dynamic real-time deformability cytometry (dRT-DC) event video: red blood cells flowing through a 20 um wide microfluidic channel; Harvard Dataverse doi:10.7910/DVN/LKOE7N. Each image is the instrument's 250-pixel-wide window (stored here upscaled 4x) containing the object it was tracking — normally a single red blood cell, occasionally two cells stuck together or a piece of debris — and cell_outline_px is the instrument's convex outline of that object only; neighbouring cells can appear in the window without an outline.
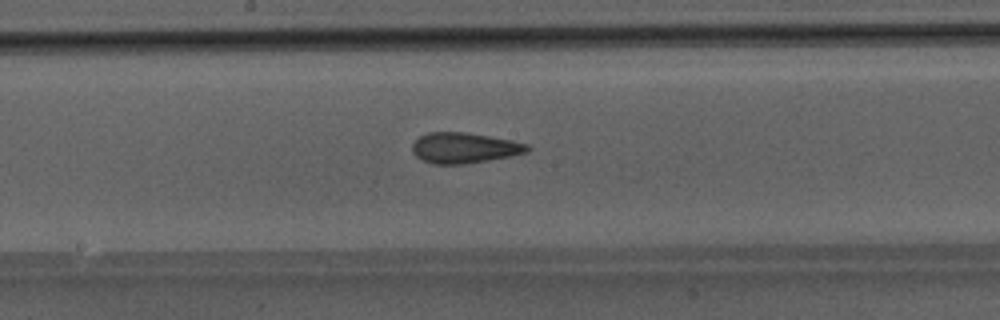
{"species": "Egyptian fruit bat (a non-hibernating species)", "species_latin": "Rousettus aegyptiacus", "temperature_condition": "room temperature", "stored_images_in_passage": 35, "camera_frame_rate_fps": 3000, "um_per_image_px": 0.085, "animal": {"sex": "male"}, "frame": {"image": 1, "passage_image": 12, "time_ms": 3.667, "image_size_px": [1000, 320], "cell_outline_px": [[532, 148], [528, 152], [512, 156], [464, 164], [432, 164], [416, 156], [412, 152], [412, 144], [420, 136], [428, 132], [464, 132], [512, 140], [528, 144]], "centroid_in_image_um": [39.48, 12.57], "position_along_channel_um": 208.7, "area_um2": 20.52}}
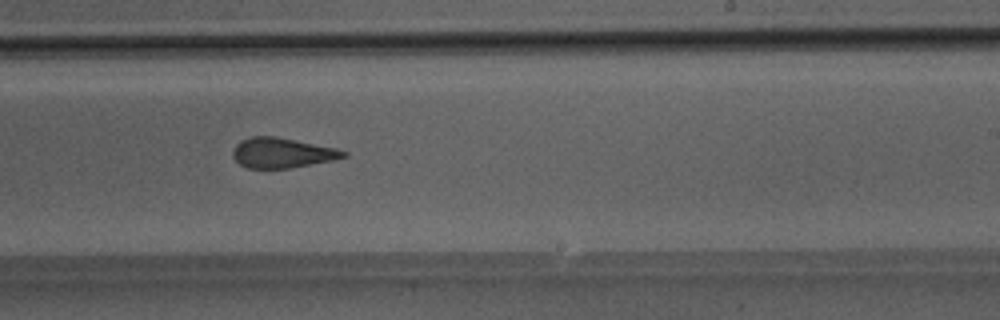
{"frame": {"image": 2, "passage_image": 16, "time_ms": 5.0, "image_size_px": [1000, 320], "cell_outline_px": [[348, 156], [332, 160], [288, 168], [248, 168], [240, 164], [232, 156], [232, 152], [236, 144], [240, 140], [252, 136], [276, 136], [336, 148], [348, 152]], "centroid_in_image_um": [23.96, 12.98], "position_along_channel_um": 265.0, "area_um2": 19.31}}
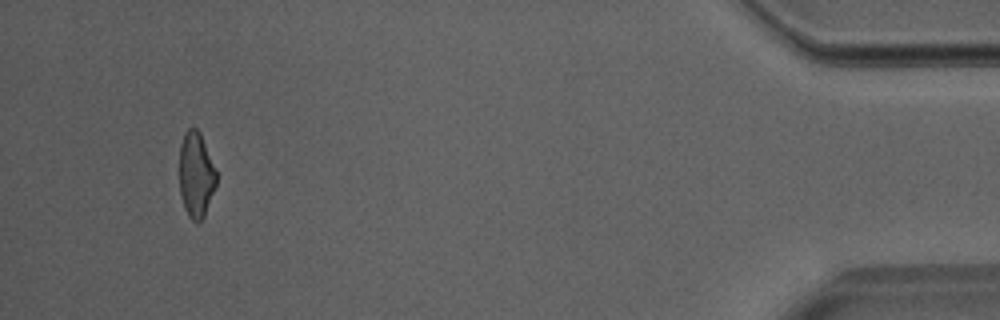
{"frame": {"image": 3, "passage_image": 32, "time_ms": 10.333, "image_size_px": [1000, 320], "cell_outline_px": [[216, 184], [204, 216], [200, 220], [192, 220], [188, 216], [184, 208], [180, 192], [180, 144], [184, 132], [188, 128], [196, 128], [200, 132], [216, 168]], "centroid_in_image_um": [16.66, 14.82], "position_along_channel_um": 418.5, "area_um2": 18.32}}